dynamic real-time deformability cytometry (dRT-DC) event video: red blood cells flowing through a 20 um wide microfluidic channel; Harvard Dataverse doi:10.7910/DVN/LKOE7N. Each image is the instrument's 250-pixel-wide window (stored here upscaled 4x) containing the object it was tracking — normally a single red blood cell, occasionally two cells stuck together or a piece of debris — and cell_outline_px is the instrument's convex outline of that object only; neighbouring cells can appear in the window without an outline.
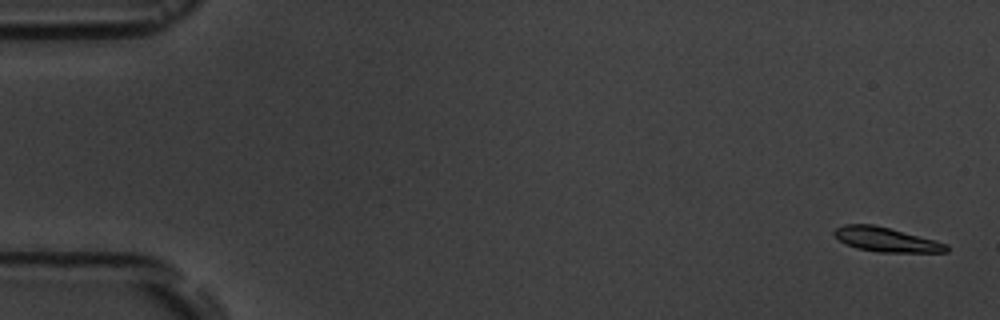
{"species": "common noctule bat (a hibernating species)", "species_latin": "Nyctalus noctula", "temperature_condition": "room temperature", "stored_images_in_passage": 18, "camera_frame_rate_fps": 3000, "um_per_image_px": 0.085, "animal": {"sex": "male", "body_mass_g": 19.5, "forearm_length_mm": 54.6}, "frame": {"image": 1, "passage_image": 1, "time_ms": 0.0, "image_size_px": [1000, 320], "cell_outline_px": [[948, 252], [880, 252], [856, 248], [840, 240], [832, 232], [836, 228], [844, 224], [872, 224], [888, 228], [948, 244]], "centroid_in_image_um": [75.3, 20.36], "position_along_channel_um": 9.7, "area_um2": 15.55}}
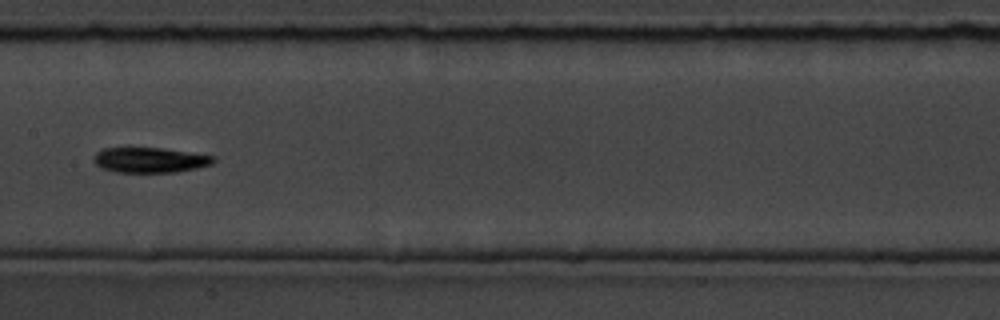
{"frame": {"image": 2, "passage_image": 9, "time_ms": 9.0, "image_size_px": [1000, 320], "cell_outline_px": [[216, 160], [212, 164], [196, 168], [176, 172], [116, 172], [100, 168], [92, 160], [92, 156], [96, 152], [104, 148], [164, 148], [216, 156]], "centroid_in_image_um": [12.73, 13.6], "position_along_channel_um": 194.7, "area_um2": 17.74}}
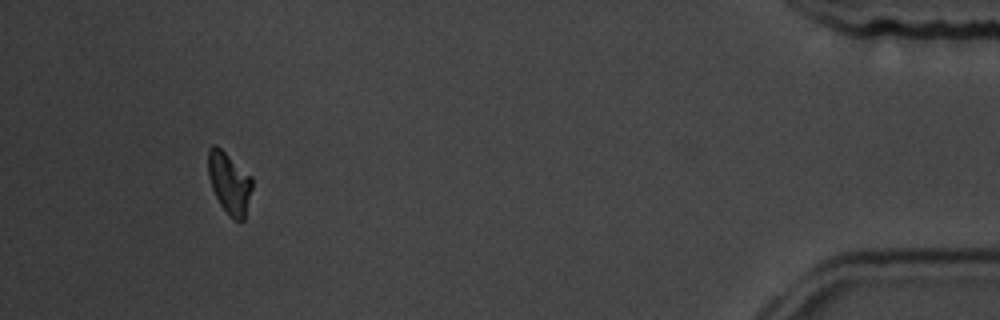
{"frame": {"image": 3, "passage_image": 16, "time_ms": 17.0, "image_size_px": [1000, 320], "cell_outline_px": [[252, 188], [244, 220], [232, 220], [228, 216], [220, 204], [212, 188], [208, 176], [208, 148], [212, 144], [216, 144], [252, 176]], "centroid_in_image_um": [19.48, 15.54], "position_along_channel_um": 415.7, "area_um2": 15.9}, "authors_computed_cell_mechanics": {"area_um2": 16.9065, "velocity_mm_per_s": 3.6181, "shape_relaxation_time_tau1_ms": 2.597, "shape_relaxation_time_tau2_ms": null, "deformation_change_tau1": 0.1393, "deformation_change_tau2": null}}